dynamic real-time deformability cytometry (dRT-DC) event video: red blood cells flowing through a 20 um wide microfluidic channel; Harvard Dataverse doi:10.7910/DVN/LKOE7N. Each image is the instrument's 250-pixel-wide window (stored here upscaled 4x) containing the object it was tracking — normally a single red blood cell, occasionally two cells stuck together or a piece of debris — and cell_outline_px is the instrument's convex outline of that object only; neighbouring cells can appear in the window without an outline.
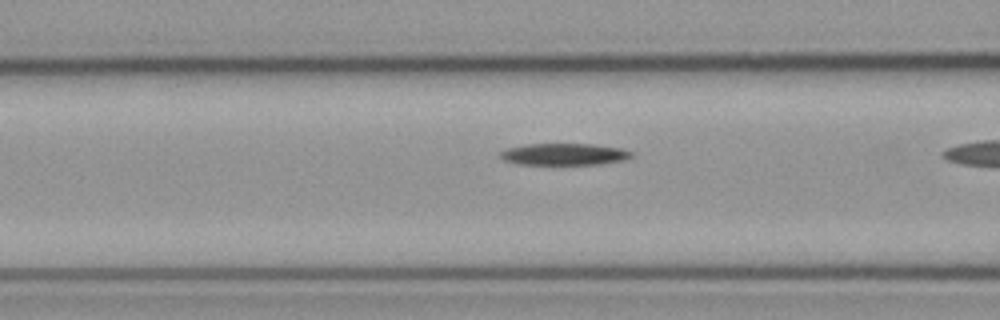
{"species": "common noctule bat (a hibernating species)", "species_latin": "Nyctalus noctula", "temperature_condition": "cold", "stored_images_in_passage": 19, "camera_frame_rate_fps": 3000, "um_per_image_px": 0.085, "animal": {"sex": "male", "body_mass_g": 23.1, "forearm_length_mm": 52.7}, "frame": {"image": 1, "passage_image": 15, "time_ms": 4.667, "image_size_px": [1000, 320], "cell_outline_px": [[632, 156], [624, 160], [600, 164], [516, 164], [504, 160], [500, 156], [500, 152], [508, 148], [528, 144], [592, 144], [624, 148], [632, 152]], "centroid_in_image_um": [47.98, 13.11], "position_along_channel_um": 118.6, "area_um2": 16.59}}
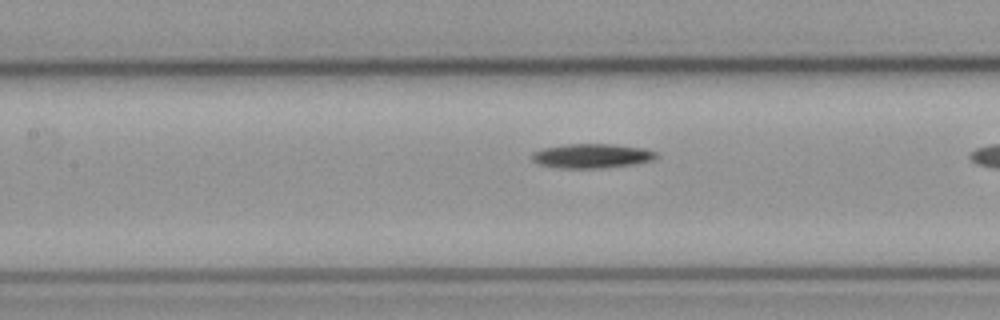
{"frame": {"image": 2, "passage_image": 18, "time_ms": 5.667, "image_size_px": [1000, 320], "cell_outline_px": [[660, 156], [656, 160], [632, 164], [604, 168], [552, 168], [536, 164], [532, 160], [532, 152], [544, 148], [564, 144], [612, 144], [644, 148], [656, 152]], "centroid_in_image_um": [50.3, 13.26], "position_along_channel_um": 157.1, "area_um2": 17.98}}